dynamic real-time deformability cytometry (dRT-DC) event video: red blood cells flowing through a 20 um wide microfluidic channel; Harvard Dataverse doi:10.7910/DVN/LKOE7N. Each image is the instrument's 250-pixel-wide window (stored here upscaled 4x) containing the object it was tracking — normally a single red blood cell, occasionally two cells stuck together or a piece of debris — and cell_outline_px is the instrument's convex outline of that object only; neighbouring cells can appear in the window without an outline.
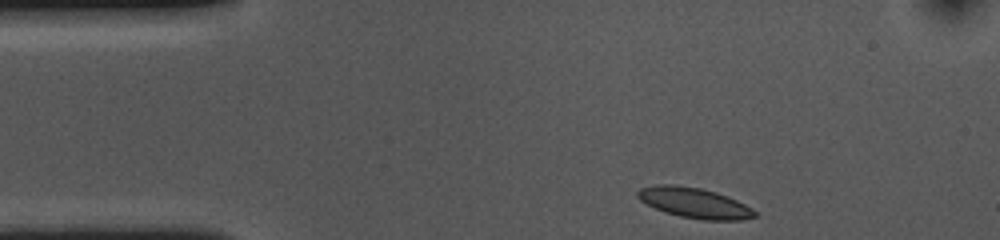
{"species": "common noctule bat (a hibernating species)", "species_latin": "Nyctalus noctula", "temperature_condition": "cold", "stored_images_in_passage": 37, "camera_frame_rate_fps": 3000, "um_per_image_px": 0.085, "animal": {"sex": "female", "body_mass_g": 10.0, "forearm_length_mm": 53.1}, "frame": {"image": 1, "passage_image": 1, "time_ms": 0.0, "image_size_px": [1000, 240], "cell_outline_px": [[756, 216], [740, 220], [704, 220], [680, 216], [664, 212], [640, 200], [636, 196], [636, 192], [640, 188], [656, 184], [672, 184], [700, 188], [716, 192], [728, 196], [752, 208], [756, 212]], "centroid_in_image_um": [59.0, 17.23], "position_along_channel_um": 26.0, "area_um2": 20.63}}
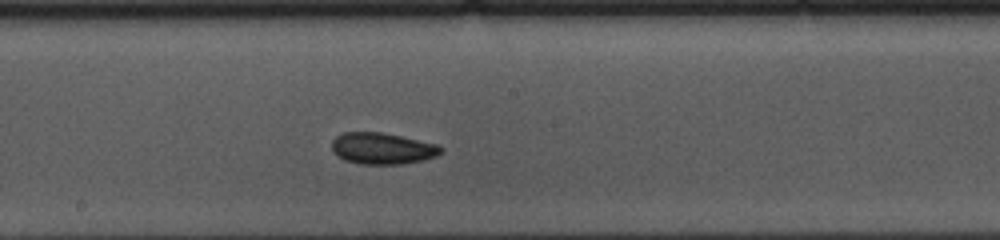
{"frame": {"image": 2, "passage_image": 21, "time_ms": 6.667, "image_size_px": [1000, 240], "cell_outline_px": [[444, 148], [436, 156], [424, 160], [400, 164], [360, 164], [344, 160], [336, 156], [332, 152], [332, 140], [336, 136], [344, 132], [380, 132], [440, 144]], "centroid_in_image_um": [32.49, 12.62], "position_along_channel_um": 215.7, "area_um2": 20.17}}
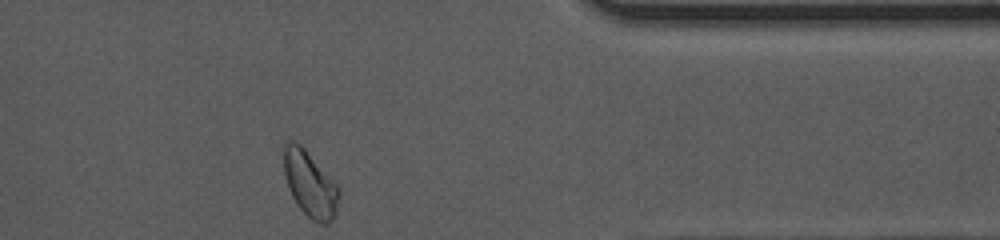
{"frame": {"image": 3, "passage_image": 37, "time_ms": 12.0, "image_size_px": [1000, 240], "cell_outline_px": [[340, 192], [336, 212], [332, 220], [328, 224], [320, 224], [312, 220], [300, 208], [292, 196], [284, 172], [284, 144], [288, 140], [292, 140], [300, 144], [304, 148], [340, 188]], "centroid_in_image_um": [26.36, 15.65], "position_along_channel_um": 385.0, "area_um2": 20.87}, "authors_computed_cell_mechanics": {"area_um2": 19.9988, "velocity_mm_per_s": 3.5694, "shape_relaxation_time_tau1_ms": 10.0204, "shape_relaxation_time_tau2_ms": 6.1531, "deformation_change_tau1": 0.1373, "deformation_change_tau2": 0.1019}}